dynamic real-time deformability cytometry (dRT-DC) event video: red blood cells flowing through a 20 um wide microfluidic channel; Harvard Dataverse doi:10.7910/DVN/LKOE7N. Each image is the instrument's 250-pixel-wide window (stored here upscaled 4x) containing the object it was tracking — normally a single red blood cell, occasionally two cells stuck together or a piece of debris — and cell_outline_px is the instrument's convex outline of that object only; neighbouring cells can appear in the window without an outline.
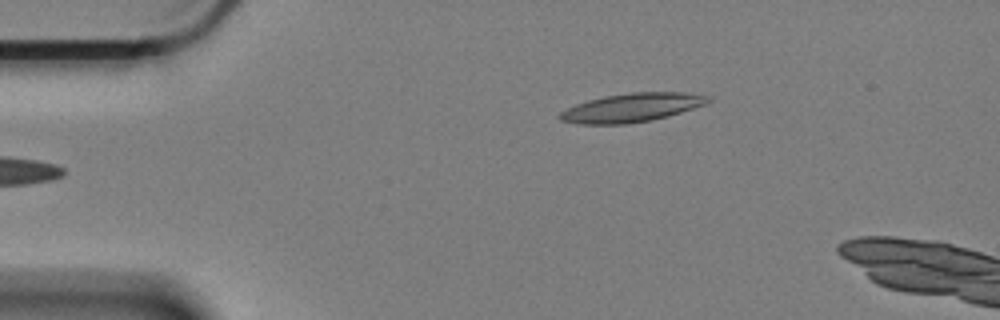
{"species": "Egyptian fruit bat (a non-hibernating species)", "species_latin": "Rousettus aegyptiacus", "temperature_condition": "cold", "stored_images_in_passage": 6, "camera_frame_rate_fps": 3000, "um_per_image_px": 0.085, "animal": {"sex": "female"}, "frame": {"image": 1, "passage_image": 1, "time_ms": 0.0, "image_size_px": [1000, 320], "cell_outline_px": [[712, 100], [704, 104], [668, 116], [652, 120], [628, 124], [580, 124], [560, 120], [556, 116], [560, 112], [576, 104], [588, 100], [604, 96], [632, 92], [684, 92], [708, 96]], "centroid_in_image_um": [53.66, 9.15], "position_along_channel_um": 31.3, "area_um2": 24.68}}